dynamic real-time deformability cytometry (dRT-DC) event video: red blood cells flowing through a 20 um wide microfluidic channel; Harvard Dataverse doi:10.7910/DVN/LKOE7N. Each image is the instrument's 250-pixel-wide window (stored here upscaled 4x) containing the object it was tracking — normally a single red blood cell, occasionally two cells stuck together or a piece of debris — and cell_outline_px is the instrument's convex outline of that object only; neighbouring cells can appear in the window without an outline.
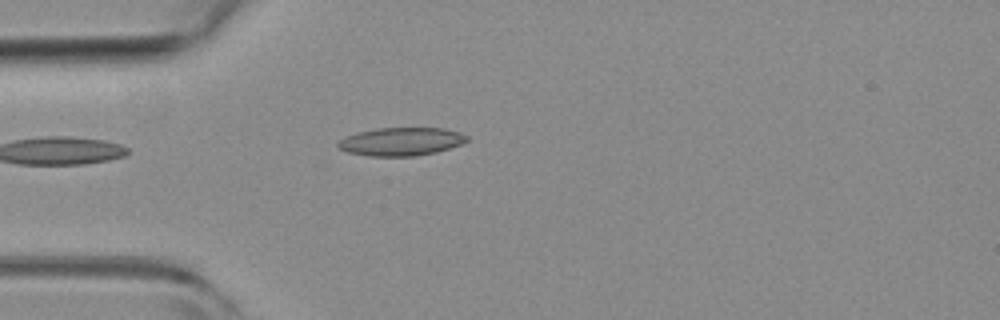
{"species": "common noctule bat (a hibernating species)", "species_latin": "Nyctalus noctula", "temperature_condition": "room temperature", "stored_images_in_passage": 3, "camera_frame_rate_fps": 3000, "um_per_image_px": 0.085, "animal": {"sex": "female", "body_mass_g": 19.3, "forearm_length_mm": 54.1}, "frame": {"image": 1, "passage_image": 3, "time_ms": 0.667, "image_size_px": [1000, 320], "cell_outline_px": [[468, 140], [460, 144], [436, 152], [416, 156], [368, 156], [348, 152], [340, 148], [336, 144], [344, 136], [356, 132], [376, 128], [444, 128], [460, 132], [468, 136]], "centroid_in_image_um": [34.07, 12.02], "position_along_channel_um": 50.9, "area_um2": 21.21}}